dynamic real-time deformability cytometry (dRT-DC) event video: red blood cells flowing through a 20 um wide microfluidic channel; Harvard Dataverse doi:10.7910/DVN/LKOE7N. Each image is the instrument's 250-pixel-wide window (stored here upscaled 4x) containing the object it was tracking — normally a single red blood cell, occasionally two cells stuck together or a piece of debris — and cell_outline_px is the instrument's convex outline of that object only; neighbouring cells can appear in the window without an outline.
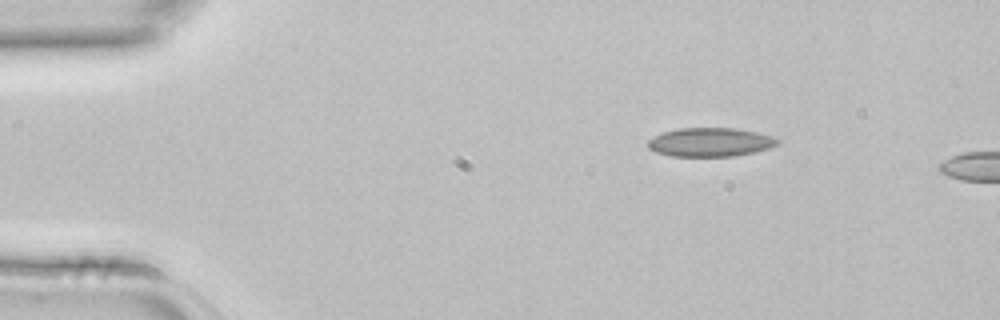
{"species": "common noctule bat (a hibernating species)", "species_latin": "Nyctalus noctula", "temperature_condition": "room temperature", "stored_images_in_passage": 2, "camera_frame_rate_fps": 3000, "um_per_image_px": 0.085, "animal": {"sex": "female", "body_mass_g": 22.7, "forearm_length_mm": 54.2}, "frame": {"image": 1, "passage_image": 1, "time_ms": 0.0, "image_size_px": [1000, 320], "cell_outline_px": [[780, 144], [756, 152], [732, 156], [672, 156], [656, 152], [648, 148], [648, 140], [664, 132], [680, 128], [736, 128], [756, 132], [772, 136], [780, 140]], "centroid_in_image_um": [60.41, 12.08], "position_along_channel_um": 24.6, "area_um2": 21.68}}